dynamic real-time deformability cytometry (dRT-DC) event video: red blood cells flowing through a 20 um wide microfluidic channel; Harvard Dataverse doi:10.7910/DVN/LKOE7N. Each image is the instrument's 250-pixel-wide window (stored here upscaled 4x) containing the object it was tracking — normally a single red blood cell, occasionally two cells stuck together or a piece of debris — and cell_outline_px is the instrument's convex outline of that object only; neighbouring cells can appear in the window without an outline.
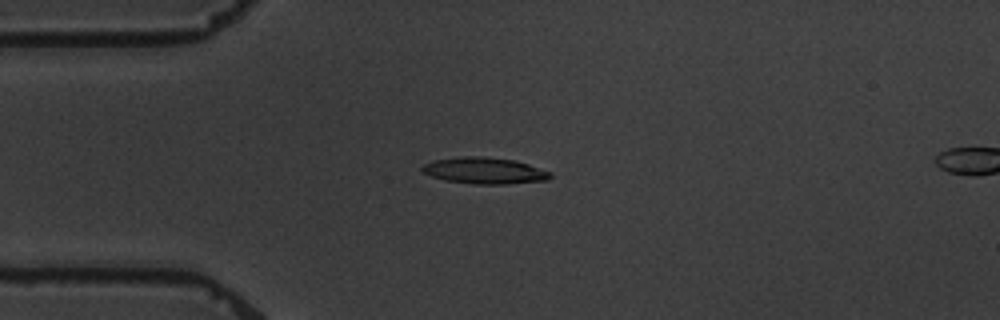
{"species": "common noctule bat (a hibernating species)", "species_latin": "Nyctalus noctula", "temperature_condition": "warm", "stored_images_in_passage": 10, "camera_frame_rate_fps": 3000, "um_per_image_px": 0.085, "animal": {"sex": "male", "body_mass_g": 19.5, "forearm_length_mm": 54.6}, "frame": {"image": 1, "passage_image": 5, "time_ms": 4.667, "image_size_px": [1000, 320], "cell_outline_px": [[552, 176], [548, 180], [508, 184], [476, 184], [444, 180], [432, 176], [424, 172], [420, 168], [424, 164], [432, 160], [460, 156], [484, 156], [512, 160], [528, 164], [552, 172]], "centroid_in_image_um": [41.19, 14.5], "position_along_channel_um": 43.8, "area_um2": 19.77}}
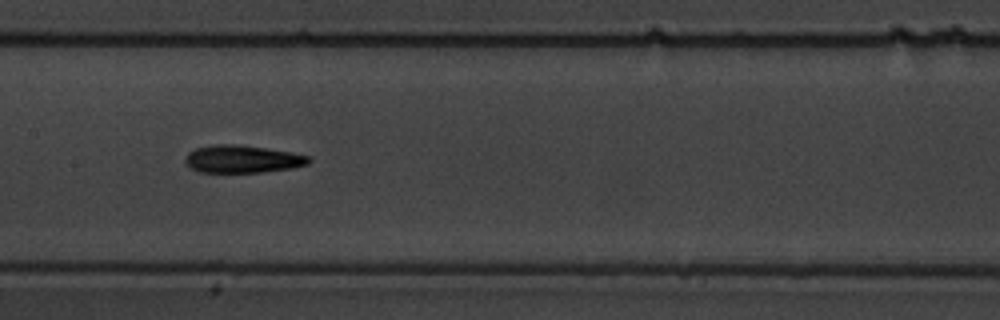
{"frame": {"image": 2, "passage_image": 9, "time_ms": 9.333, "image_size_px": [1000, 320], "cell_outline_px": [[312, 160], [308, 164], [292, 168], [260, 172], [200, 172], [192, 168], [184, 160], [188, 152], [196, 148], [216, 144], [236, 144], [268, 148], [292, 152], [308, 156]], "centroid_in_image_um": [20.62, 13.51], "position_along_channel_um": 186.8, "area_um2": 19.83}}
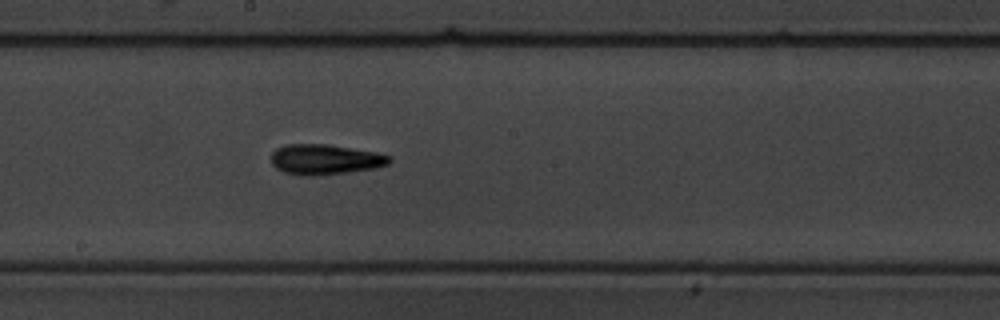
{"frame": {"image": 3, "passage_image": 10, "time_ms": 10.333, "image_size_px": [1000, 320], "cell_outline_px": [[392, 160], [388, 164], [376, 168], [348, 172], [312, 176], [308, 176], [284, 172], [276, 168], [272, 164], [272, 152], [276, 148], [288, 144], [328, 144], [376, 152], [392, 156]], "centroid_in_image_um": [27.65, 13.55], "position_along_channel_um": 220.5, "area_um2": 20.87}}